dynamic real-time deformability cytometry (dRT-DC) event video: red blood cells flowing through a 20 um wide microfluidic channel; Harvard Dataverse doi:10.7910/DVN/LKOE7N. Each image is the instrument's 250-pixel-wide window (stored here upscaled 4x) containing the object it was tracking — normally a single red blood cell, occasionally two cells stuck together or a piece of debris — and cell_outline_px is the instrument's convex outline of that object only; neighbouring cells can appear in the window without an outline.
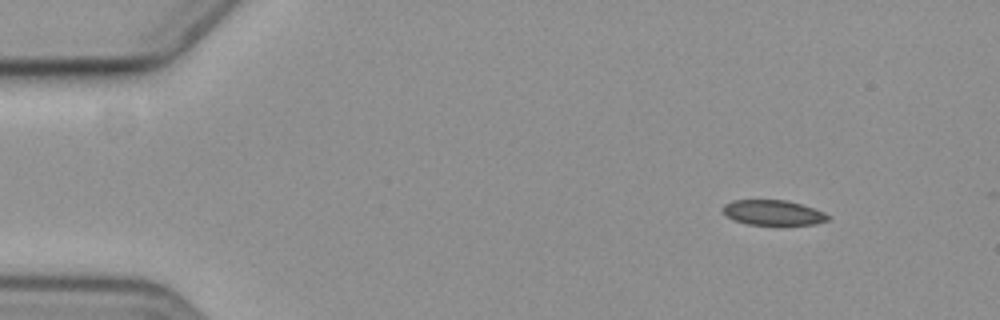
{"species": "common noctule bat (a hibernating species)", "species_latin": "Nyctalus noctula", "temperature_condition": "cold", "stored_images_in_passage": 6, "camera_frame_rate_fps": 3000, "um_per_image_px": 0.085, "animal": {"sex": "female", "body_mass_g": 19.3, "forearm_length_mm": 54.1}, "frame": {"image": 1, "passage_image": 2, "time_ms": 1.0, "image_size_px": [1000, 320], "cell_outline_px": [[828, 220], [816, 224], [748, 224], [732, 220], [724, 212], [724, 204], [736, 200], [784, 200], [800, 204], [824, 212], [828, 216]], "centroid_in_image_um": [65.7, 18.07], "position_along_channel_um": 19.3, "area_um2": 14.97}}